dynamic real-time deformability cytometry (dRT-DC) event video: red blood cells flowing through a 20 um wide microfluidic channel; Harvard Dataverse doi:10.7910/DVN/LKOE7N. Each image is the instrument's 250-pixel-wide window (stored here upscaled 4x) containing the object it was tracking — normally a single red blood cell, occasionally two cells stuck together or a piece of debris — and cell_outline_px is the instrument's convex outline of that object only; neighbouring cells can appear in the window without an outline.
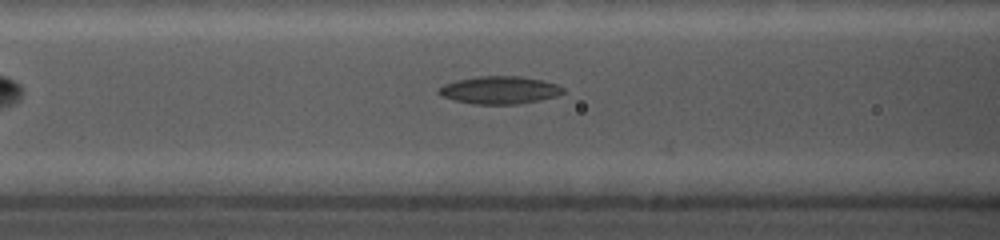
{"species": "common noctule bat (a hibernating species)", "species_latin": "Nyctalus noctula", "temperature_condition": "cold", "stored_images_in_passage": 5, "camera_frame_rate_fps": 5000, "um_per_image_px": 0.085, "animal": {"sex": "female", "body_mass_g": 19.0, "forearm_length_mm": 56.7}, "frame": {"image": 1, "passage_image": 4, "time_ms": 2.0, "image_size_px": [1000, 240], "cell_outline_px": [[564, 88], [560, 92], [548, 96], [532, 100], [508, 104], [484, 104], [460, 100], [448, 96], [440, 92], [440, 88], [448, 84], [460, 80], [480, 76], [520, 76], [540, 80], [556, 84]], "centroid_in_image_um": [42.49, 7.62], "position_along_channel_um": 124.1, "area_um2": 18.38}}